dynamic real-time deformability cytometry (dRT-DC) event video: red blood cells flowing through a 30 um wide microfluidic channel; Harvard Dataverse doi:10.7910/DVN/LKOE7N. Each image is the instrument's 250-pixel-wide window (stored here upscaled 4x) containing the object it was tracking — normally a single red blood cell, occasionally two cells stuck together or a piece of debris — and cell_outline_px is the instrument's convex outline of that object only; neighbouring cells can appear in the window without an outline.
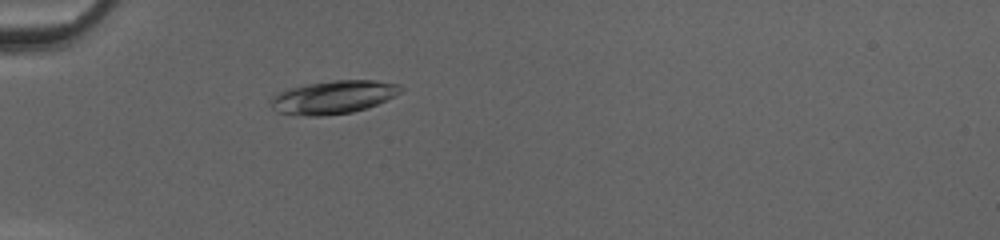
{"species": "common noctule bat (a hibernating species)", "species_latin": "Nyctalus noctula", "temperature_condition": "cold", "stored_images_in_passage": 44, "camera_frame_rate_fps": 3000, "um_per_image_px": 0.085, "animal": {"sex": "female", "body_mass_g": 20.0, "forearm_length_mm": 54.0}, "frame": {"image": 1, "passage_image": 11, "time_ms": 3.333, "image_size_px": [1000, 240], "cell_outline_px": [[404, 88], [400, 92], [368, 108], [352, 112], [324, 116], [308, 116], [276, 112], [268, 104], [268, 100], [272, 96], [288, 88], [308, 84], [336, 80], [376, 80], [400, 84]], "centroid_in_image_um": [28.29, 8.26], "position_along_channel_um": 56.7, "area_um2": 25.2}}
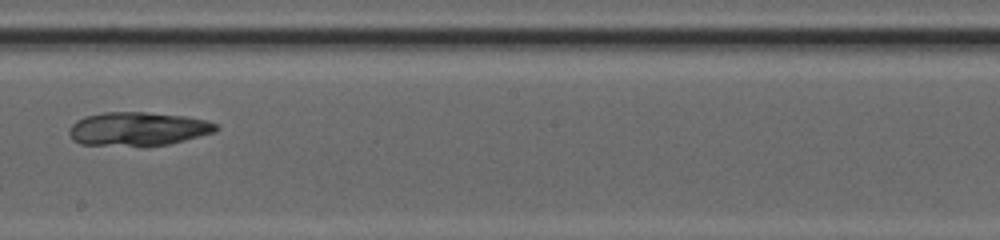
{"frame": {"image": 2, "passage_image": 25, "time_ms": 8.0, "image_size_px": [1000, 240], "cell_outline_px": [[220, 128], [216, 132], [168, 144], [80, 144], [72, 140], [68, 132], [72, 124], [76, 120], [84, 116], [104, 112], [144, 112], [184, 116], [208, 120], [220, 124]], "centroid_in_image_um": [11.76, 10.92], "position_along_channel_um": 236.4, "area_um2": 28.44}}
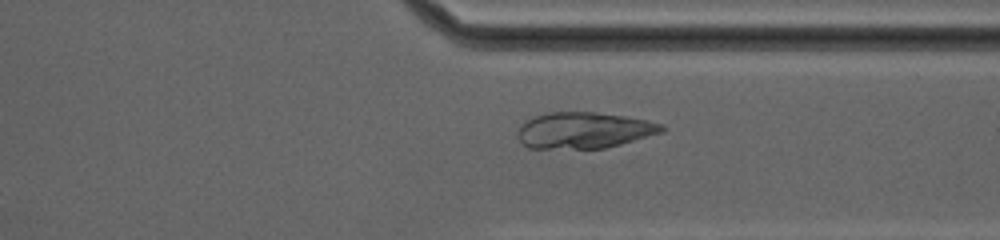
{"frame": {"image": 3, "passage_image": 34, "time_ms": 11.0, "image_size_px": [1000, 240], "cell_outline_px": [[668, 128], [664, 132], [620, 144], [604, 148], [528, 148], [516, 136], [516, 132], [524, 120], [548, 112], [596, 112], [628, 116], [648, 120], [664, 124]], "centroid_in_image_um": [49.67, 11.06], "position_along_channel_um": 361.7, "area_um2": 30.69}}